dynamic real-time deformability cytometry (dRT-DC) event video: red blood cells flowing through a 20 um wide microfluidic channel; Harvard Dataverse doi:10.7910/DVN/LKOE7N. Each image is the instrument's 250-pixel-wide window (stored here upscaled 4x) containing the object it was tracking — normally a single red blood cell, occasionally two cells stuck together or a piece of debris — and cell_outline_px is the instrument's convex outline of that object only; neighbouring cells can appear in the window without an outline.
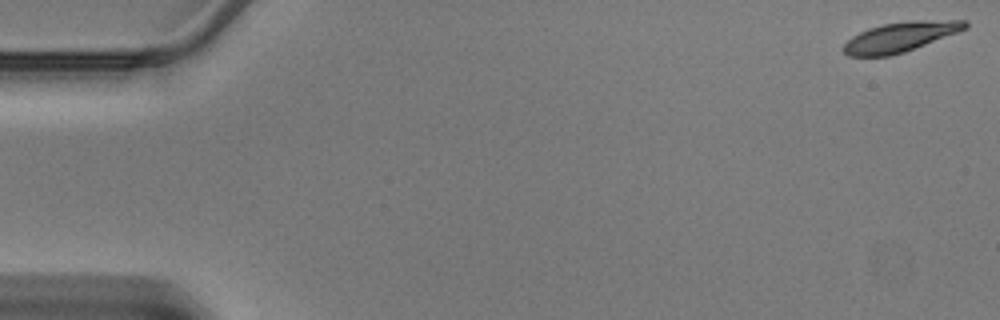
{"species": "Egyptian fruit bat (a non-hibernating species)", "species_latin": "Rousettus aegyptiacus", "temperature_condition": "warm", "stored_images_in_passage": 6, "camera_frame_rate_fps": 3000, "um_per_image_px": 0.085, "animal": {"sex": "male"}, "frame": {"image": 1, "passage_image": 1, "time_ms": 0.0, "image_size_px": [1000, 320], "cell_outline_px": [[968, 28], [904, 52], [888, 56], [848, 56], [840, 48], [852, 36], [868, 28], [884, 24], [912, 20], [968, 20]], "centroid_in_image_um": [76.51, 3.13], "position_along_channel_um": 8.5, "area_um2": 21.04}}